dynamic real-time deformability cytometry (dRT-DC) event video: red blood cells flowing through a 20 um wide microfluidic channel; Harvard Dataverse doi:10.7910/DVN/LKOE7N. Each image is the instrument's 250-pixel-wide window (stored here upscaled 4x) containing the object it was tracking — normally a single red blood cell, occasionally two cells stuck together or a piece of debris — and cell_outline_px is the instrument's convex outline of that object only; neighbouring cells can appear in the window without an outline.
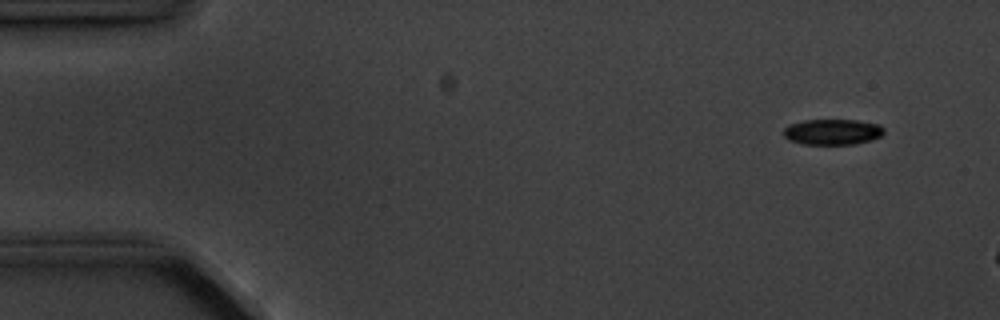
{"species": "common noctule bat (a hibernating species)", "species_latin": "Nyctalus noctula", "temperature_condition": "cold", "stored_images_in_passage": 4, "camera_frame_rate_fps": 3000, "um_per_image_px": 0.085, "animal": {"sex": "male", "body_mass_g": 20.1, "forearm_length_mm": 53.5}, "frame": {"image": 1, "passage_image": 2, "time_ms": 1.333, "image_size_px": [1000, 320], "cell_outline_px": [[884, 132], [880, 136], [872, 140], [856, 144], [804, 144], [788, 140], [784, 136], [784, 128], [788, 124], [804, 120], [856, 120], [880, 124], [884, 128]], "centroid_in_image_um": [70.77, 11.21], "position_along_channel_um": 14.2, "area_um2": 15.14}}